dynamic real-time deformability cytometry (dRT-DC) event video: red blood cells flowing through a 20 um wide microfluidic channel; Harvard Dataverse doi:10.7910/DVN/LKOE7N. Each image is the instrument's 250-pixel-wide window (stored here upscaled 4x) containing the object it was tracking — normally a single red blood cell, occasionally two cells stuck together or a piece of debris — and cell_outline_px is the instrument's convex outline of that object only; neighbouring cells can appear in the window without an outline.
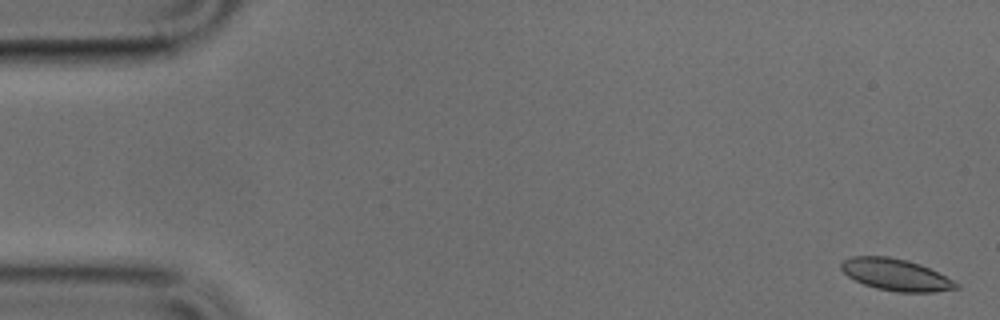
{"species": "common noctule bat (a hibernating species)", "species_latin": "Nyctalus noctula", "temperature_condition": "cold", "stored_images_in_passage": 14, "camera_frame_rate_fps": 3000, "um_per_image_px": 0.085, "animal": {"sex": "male", "body_mass_g": 17.9, "forearm_length_mm": 54.2}, "frame": {"image": 1, "passage_image": 1, "time_ms": 0.0, "image_size_px": [1000, 320], "cell_outline_px": [[960, 288], [932, 292], [896, 292], [876, 288], [864, 284], [848, 276], [840, 268], [840, 264], [844, 260], [852, 256], [888, 256], [908, 260], [920, 264], [960, 284]], "centroid_in_image_um": [76.13, 23.35], "position_along_channel_um": 8.9, "area_um2": 21.15}}